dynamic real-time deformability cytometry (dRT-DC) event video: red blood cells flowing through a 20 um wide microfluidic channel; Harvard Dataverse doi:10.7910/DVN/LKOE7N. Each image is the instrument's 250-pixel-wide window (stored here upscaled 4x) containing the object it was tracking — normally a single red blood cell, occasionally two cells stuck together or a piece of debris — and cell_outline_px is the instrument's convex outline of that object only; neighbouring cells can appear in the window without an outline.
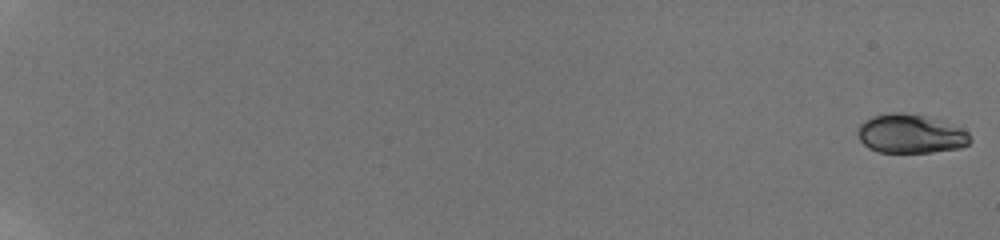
{"species": "human", "species_latin": "Homo sapiens", "temperature_condition": "room temperature", "stored_images_in_passage": 28, "camera_frame_rate_fps": 3000, "um_per_image_px": 0.085, "donor": {"sex": "male"}, "frame": {"image": 1, "passage_image": 1, "time_ms": 0.0, "image_size_px": [1000, 240], "cell_outline_px": [[972, 140], [968, 144], [960, 148], [932, 152], [880, 152], [868, 148], [860, 140], [856, 132], [856, 128], [864, 120], [872, 116], [892, 112], [900, 112], [920, 116], [960, 128], [968, 132]], "centroid_in_image_um": [77.33, 11.39], "position_along_channel_um": 7.7, "area_um2": 25.14}}
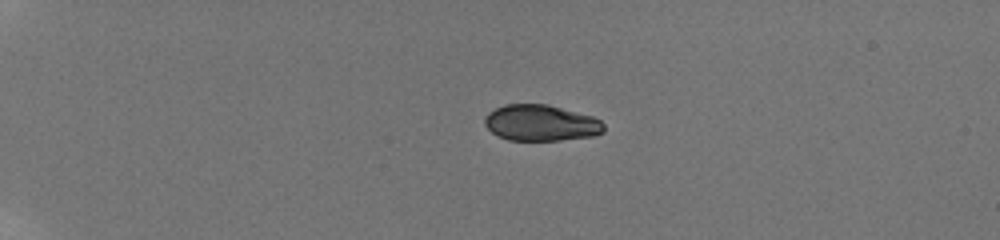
{"frame": {"image": 2, "passage_image": 14, "time_ms": 5.333, "image_size_px": [1000, 240], "cell_outline_px": [[604, 132], [592, 136], [560, 140], [508, 140], [496, 136], [484, 124], [484, 116], [488, 112], [504, 104], [548, 104], [592, 116], [600, 120], [604, 124]], "centroid_in_image_um": [45.95, 10.44], "position_along_channel_um": 39.1, "area_um2": 25.2}}
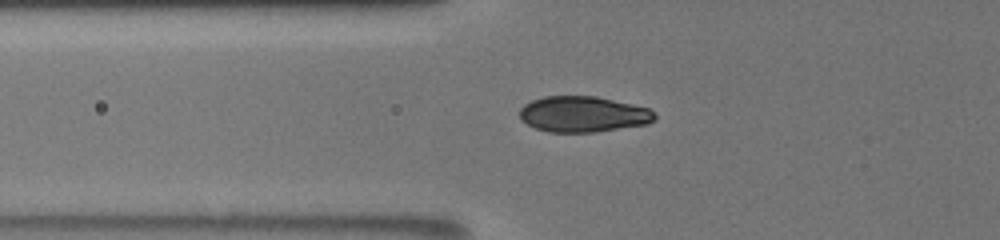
{"frame": {"image": 3, "passage_image": 23, "time_ms": 8.333, "image_size_px": [1000, 240], "cell_outline_px": [[656, 120], [648, 124], [596, 132], [548, 132], [536, 128], [520, 120], [520, 108], [524, 104], [532, 100], [544, 96], [596, 96], [632, 104], [648, 108], [656, 116]], "centroid_in_image_um": [49.56, 9.71], "position_along_channel_um": 76.2, "area_um2": 28.26}}